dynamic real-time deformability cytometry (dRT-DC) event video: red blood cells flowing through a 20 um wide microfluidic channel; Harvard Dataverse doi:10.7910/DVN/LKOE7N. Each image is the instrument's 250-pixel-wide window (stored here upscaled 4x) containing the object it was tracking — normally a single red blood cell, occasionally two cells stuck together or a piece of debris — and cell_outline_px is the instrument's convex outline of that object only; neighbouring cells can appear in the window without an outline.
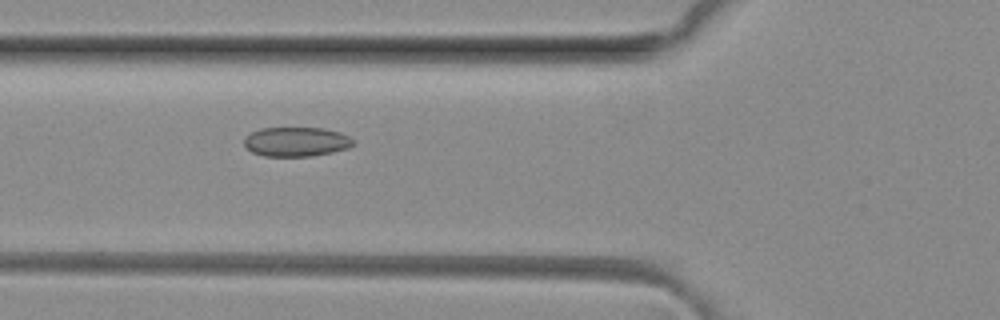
{"species": "common noctule bat (a hibernating species)", "species_latin": "Nyctalus noctula", "temperature_condition": "room temperature", "stored_images_in_passage": 7, "camera_frame_rate_fps": 3000, "um_per_image_px": 0.085, "animal": {"sex": "female", "body_mass_g": 29.2, "forearm_length_mm": 56.3}, "frame": {"image": 1, "passage_image": 5, "time_ms": 1.333, "image_size_px": [1000, 320], "cell_outline_px": [[356, 144], [348, 148], [332, 152], [312, 156], [264, 156], [252, 152], [244, 144], [244, 140], [252, 132], [260, 128], [324, 128], [340, 132], [356, 140]], "centroid_in_image_um": [25.24, 12.05], "position_along_channel_um": 100.6, "area_um2": 18.73}}
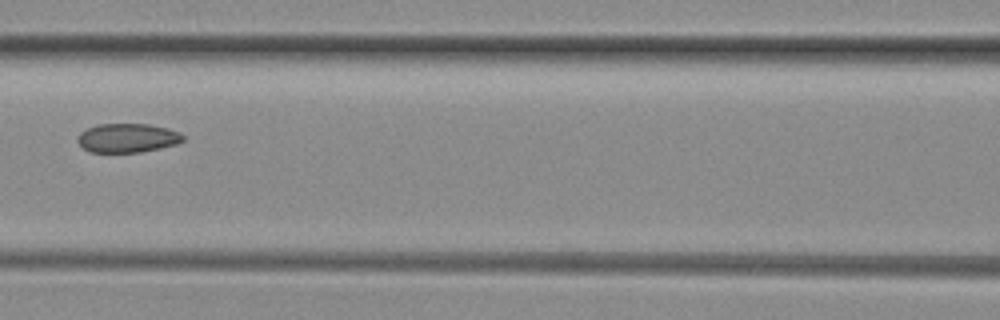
{"frame": {"image": 2, "passage_image": 6, "time_ms": 1.667, "image_size_px": [1000, 320], "cell_outline_px": [[184, 140], [176, 144], [160, 148], [140, 152], [92, 152], [84, 148], [76, 140], [80, 132], [96, 124], [148, 124], [168, 128], [180, 132], [184, 136]], "centroid_in_image_um": [10.85, 11.72], "position_along_channel_um": 155.8, "area_um2": 17.8}}
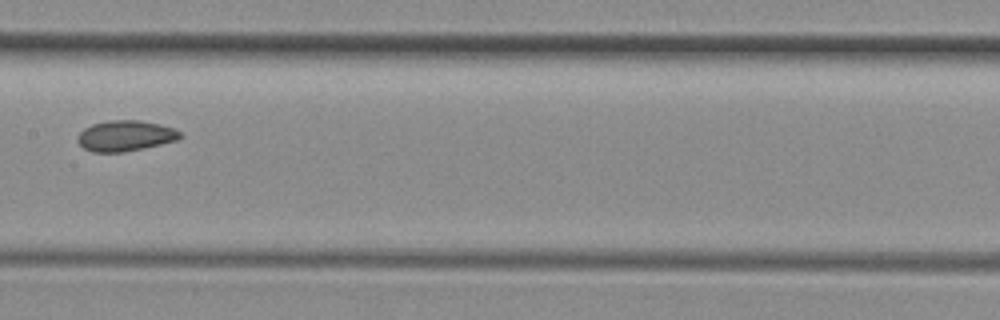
{"frame": {"image": 3, "passage_image": 7, "time_ms": 2.0, "image_size_px": [1000, 320], "cell_outline_px": [[184, 136], [176, 140], [144, 148], [124, 152], [92, 152], [84, 148], [76, 140], [76, 136], [84, 128], [92, 124], [108, 120], [140, 120], [160, 124], [172, 128], [180, 132]], "centroid_in_image_um": [10.63, 11.54], "position_along_channel_um": 196.8, "area_um2": 18.38}}